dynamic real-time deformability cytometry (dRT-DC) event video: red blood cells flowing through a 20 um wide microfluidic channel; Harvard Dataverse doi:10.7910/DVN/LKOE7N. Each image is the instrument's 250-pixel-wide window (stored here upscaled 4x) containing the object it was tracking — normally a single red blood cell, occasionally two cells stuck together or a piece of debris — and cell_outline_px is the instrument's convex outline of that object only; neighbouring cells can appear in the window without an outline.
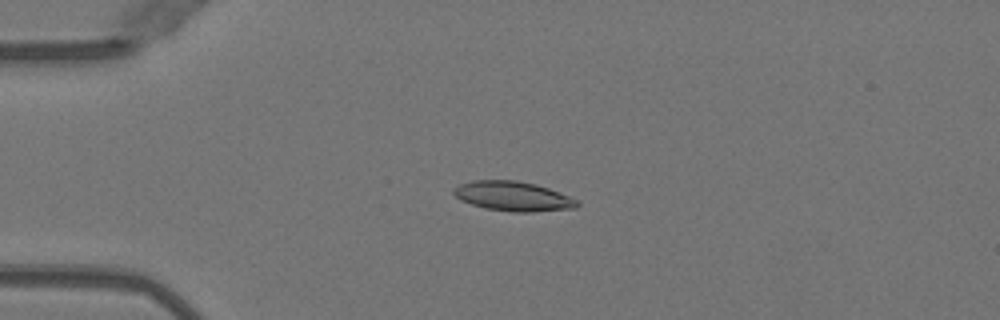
{"species": "Egyptian fruit bat (a non-hibernating species)", "species_latin": "Rousettus aegyptiacus", "temperature_condition": "warm", "stored_images_in_passage": 50, "camera_frame_rate_fps": 3000, "um_per_image_px": 0.085, "animal": {"sex": "female"}, "frame": {"image": 1, "passage_image": 12, "time_ms": 3.667, "image_size_px": [1000, 320], "cell_outline_px": [[580, 204], [576, 208], [532, 212], [512, 212], [484, 208], [460, 200], [452, 192], [452, 188], [460, 184], [472, 180], [516, 180], [536, 184], [548, 188], [568, 196], [576, 200]], "centroid_in_image_um": [43.58, 16.68], "position_along_channel_um": 41.4, "area_um2": 21.33}}
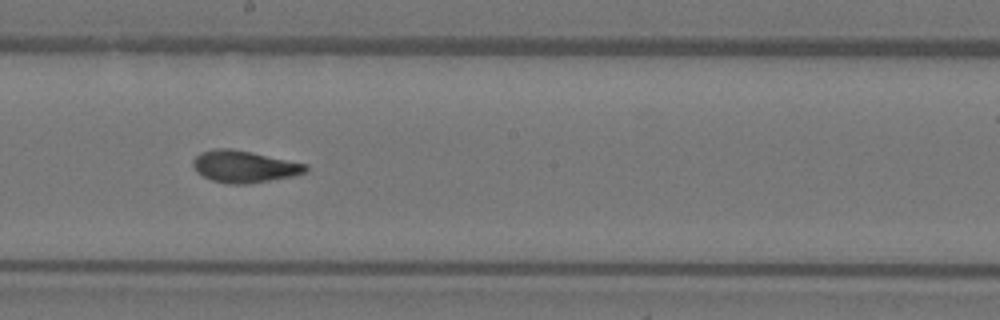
{"frame": {"image": 2, "passage_image": 28, "time_ms": 9.0, "image_size_px": [1000, 320], "cell_outline_px": [[308, 168], [304, 172], [292, 176], [248, 184], [232, 184], [212, 180], [196, 172], [192, 164], [192, 160], [200, 152], [212, 148], [232, 148], [252, 152], [308, 164]], "centroid_in_image_um": [20.72, 14.14], "position_along_channel_um": 227.5, "area_um2": 20.98}}
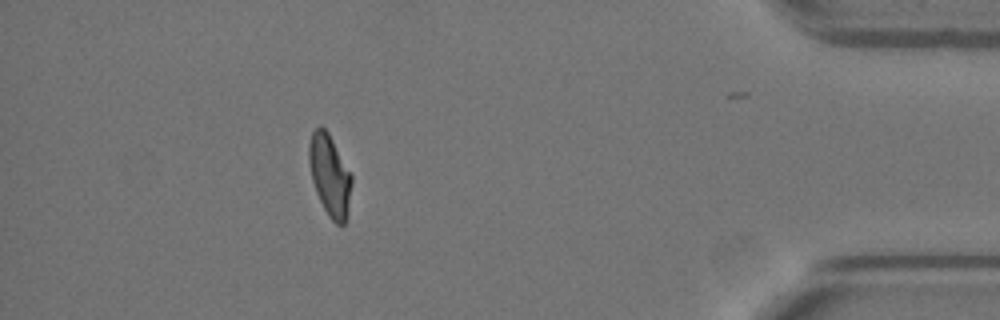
{"frame": {"image": 3, "passage_image": 45, "time_ms": 14.667, "image_size_px": [1000, 320], "cell_outline_px": [[352, 184], [348, 212], [344, 224], [336, 224], [328, 216], [316, 192], [312, 180], [308, 160], [308, 144], [312, 132], [320, 124], [328, 132], [352, 176]], "centroid_in_image_um": [28.02, 14.89], "position_along_channel_um": 407.2, "area_um2": 20.17}, "authors_computed_cell_mechanics": {"area_um2": 20.519, "velocity_mm_per_s": 4.031, "shape_relaxation_time_tau1_ms": 8.832, "shape_relaxation_time_tau2_ms": 1.3609, "deformation_change_tau1": 0.2647, "deformation_change_tau2": 0.079}}